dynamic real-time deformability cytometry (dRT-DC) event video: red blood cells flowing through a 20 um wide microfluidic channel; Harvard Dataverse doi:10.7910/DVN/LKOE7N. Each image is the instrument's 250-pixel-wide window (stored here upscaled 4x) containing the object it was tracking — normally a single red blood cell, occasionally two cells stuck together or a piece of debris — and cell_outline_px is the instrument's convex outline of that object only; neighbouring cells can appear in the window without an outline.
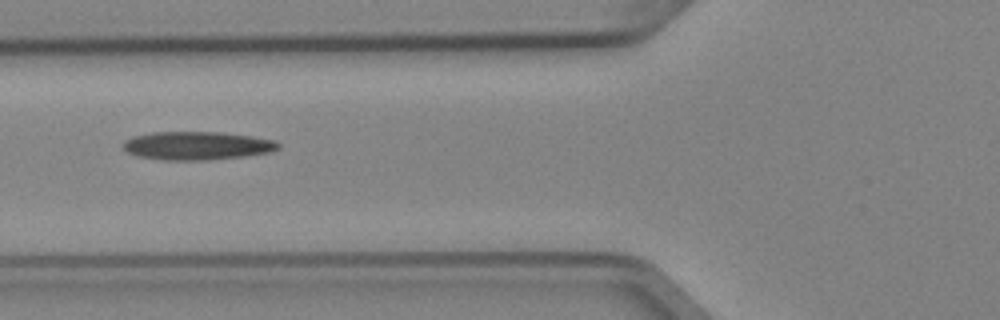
{"species": "Egyptian fruit bat (a non-hibernating species)", "species_latin": "Rousettus aegyptiacus", "temperature_condition": "cold", "stored_images_in_passage": 3, "camera_frame_rate_fps": 3000, "um_per_image_px": 0.085, "animal": {"sex": "female"}, "frame": {"image": 1, "passage_image": 2, "time_ms": 0.333, "image_size_px": [1000, 320], "cell_outline_px": [[280, 148], [268, 152], [244, 156], [208, 160], [164, 160], [136, 156], [128, 152], [124, 148], [124, 140], [132, 136], [152, 132], [220, 132], [252, 136], [276, 140], [280, 144]], "centroid_in_image_um": [16.74, 12.38], "position_along_channel_um": 109.1, "area_um2": 25.66}}
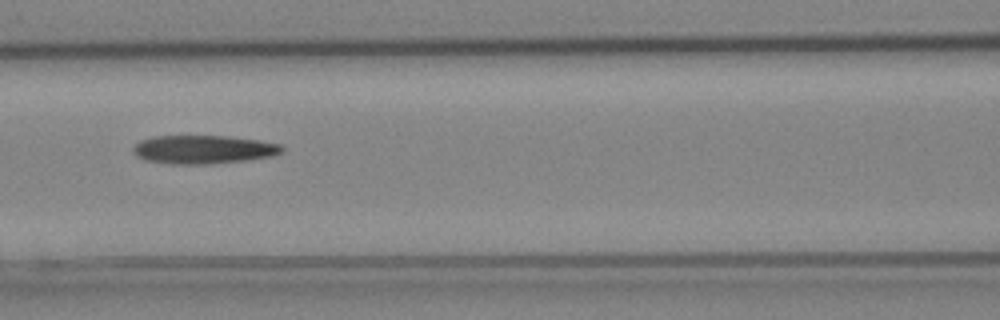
{"frame": {"image": 2, "passage_image": 3, "time_ms": 0.667, "image_size_px": [1000, 320], "cell_outline_px": [[284, 152], [272, 156], [244, 160], [208, 164], [172, 164], [144, 160], [136, 156], [132, 148], [140, 140], [152, 136], [228, 136], [260, 140], [280, 144], [284, 148]], "centroid_in_image_um": [17.29, 12.7], "position_along_channel_um": 149.3, "area_um2": 24.8}}